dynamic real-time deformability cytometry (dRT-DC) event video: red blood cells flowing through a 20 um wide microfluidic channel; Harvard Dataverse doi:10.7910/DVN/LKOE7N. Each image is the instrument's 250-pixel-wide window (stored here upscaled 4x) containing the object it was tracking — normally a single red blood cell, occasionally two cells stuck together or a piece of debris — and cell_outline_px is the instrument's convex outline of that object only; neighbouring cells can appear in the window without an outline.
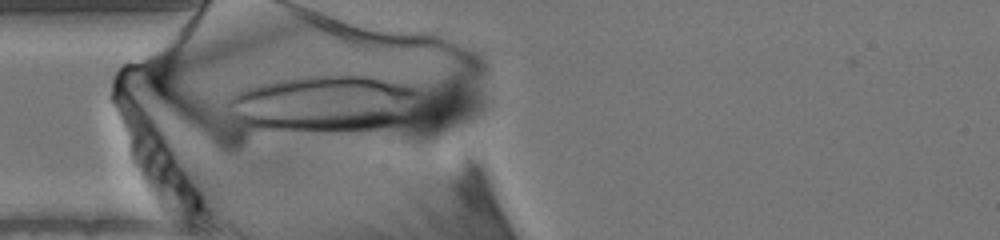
{"species": "human", "species_latin": "Homo sapiens", "temperature_condition": "warm", "stored_images_in_passage": 55, "camera_frame_rate_fps": 3000, "um_per_image_px": 0.085, "donor": {"sex": "male"}, "frame": {"image": 1, "passage_image": 16, "time_ms": 5.0, "image_size_px": [1000, 240], "cell_outline_px": [[412, 92], [408, 120], [376, 128], [340, 132], [324, 132], [252, 128], [228, 116], [224, 112], [224, 104], [236, 92], [252, 84], [296, 76], [336, 72], [348, 72], [372, 76], [404, 84], [412, 88]], "centroid_in_image_um": [27.34, 8.77], "position_along_channel_um": 57.7, "area_um2": 64.85}}
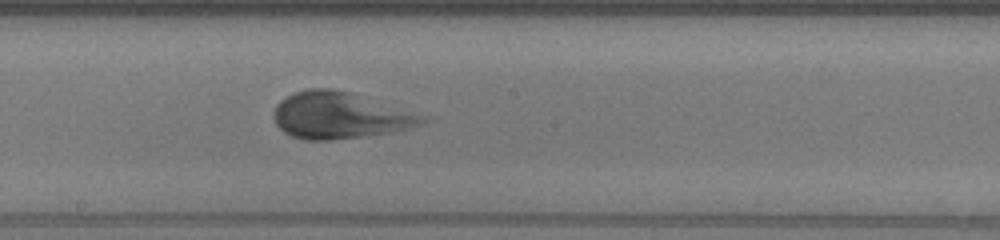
{"frame": {"image": 2, "passage_image": 29, "time_ms": 9.333, "image_size_px": [1000, 240], "cell_outline_px": [[432, 116], [428, 120], [420, 124], [408, 128], [392, 132], [364, 136], [328, 140], [304, 140], [292, 136], [284, 132], [276, 124], [272, 116], [276, 104], [280, 100], [296, 92], [308, 88], [332, 88], [348, 92]], "centroid_in_image_um": [28.91, 9.81], "position_along_channel_um": 219.3, "area_um2": 40.46}}
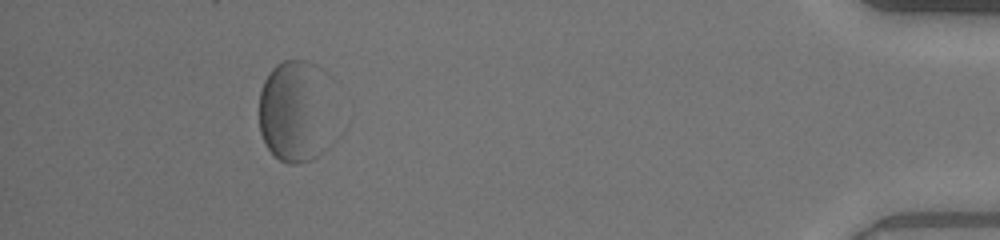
{"frame": {"image": 3, "passage_image": 50, "time_ms": 16.333, "image_size_px": [1000, 240], "cell_outline_px": [[348, 124], [340, 136], [328, 148], [312, 160], [296, 164], [288, 164], [280, 160], [264, 144], [260, 132], [260, 92], [264, 80], [268, 72], [276, 64], [284, 60], [304, 60], [316, 64], [320, 68], [348, 120]], "centroid_in_image_um": [25.42, 9.53], "position_along_channel_um": 409.8, "area_um2": 49.59}}